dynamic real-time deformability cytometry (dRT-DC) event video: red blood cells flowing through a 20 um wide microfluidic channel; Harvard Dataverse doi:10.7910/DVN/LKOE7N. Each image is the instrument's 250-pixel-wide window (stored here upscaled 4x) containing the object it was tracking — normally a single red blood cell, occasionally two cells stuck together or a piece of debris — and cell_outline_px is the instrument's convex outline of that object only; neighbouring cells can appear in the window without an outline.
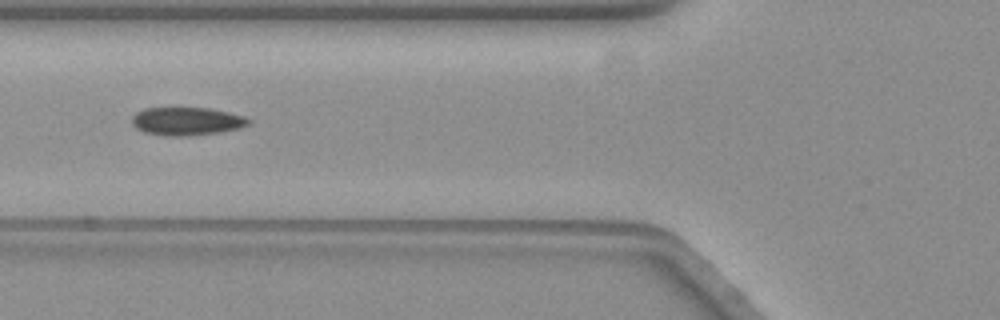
{"species": "common noctule bat (a hibernating species)", "species_latin": "Nyctalus noctula", "temperature_condition": "warm", "stored_images_in_passage": 12, "camera_frame_rate_fps": 3000, "um_per_image_px": 0.085, "animal": {"sex": "female", "body_mass_g": 19.3, "forearm_length_mm": 54.1}, "frame": {"image": 1, "passage_image": 6, "time_ms": 1.667, "image_size_px": [1000, 320], "cell_outline_px": [[248, 124], [240, 128], [220, 132], [188, 136], [164, 136], [144, 132], [136, 128], [132, 124], [132, 116], [136, 112], [144, 108], [208, 108], [228, 112], [240, 116], [248, 120]], "centroid_in_image_um": [15.8, 10.31], "position_along_channel_um": 110.0, "area_um2": 18.96}}